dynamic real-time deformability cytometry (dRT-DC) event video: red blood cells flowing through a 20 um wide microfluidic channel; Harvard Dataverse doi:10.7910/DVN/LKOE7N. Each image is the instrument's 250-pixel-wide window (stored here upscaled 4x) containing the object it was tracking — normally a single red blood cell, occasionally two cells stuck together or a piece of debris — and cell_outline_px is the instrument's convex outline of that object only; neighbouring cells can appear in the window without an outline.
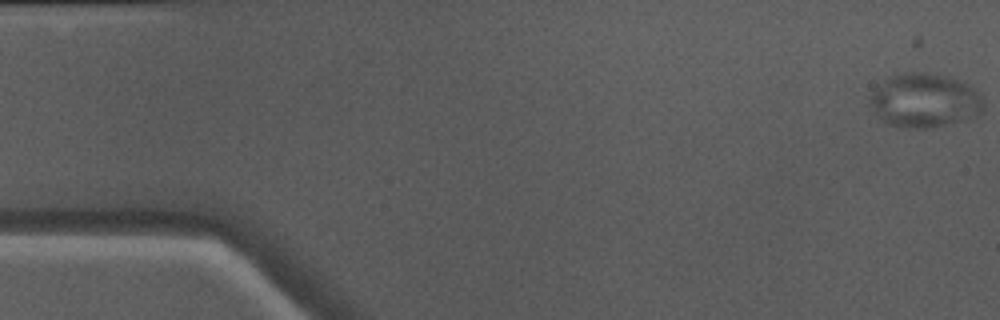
{"species": "Egyptian fruit bat (a non-hibernating species)", "species_latin": "Rousettus aegyptiacus", "temperature_condition": "warm", "stored_images_in_passage": 16, "camera_frame_rate_fps": 3000, "um_per_image_px": 0.085, "animal": {"sex": "male"}, "frame": {"image": 1, "passage_image": 1, "time_ms": 0.0, "image_size_px": [1000, 320], "cell_outline_px": [[984, 108], [976, 116], [968, 120], [928, 128], [900, 128], [888, 124], [868, 104], [868, 100], [872, 92], [888, 76], [908, 72], [928, 72], [948, 76], [968, 84], [976, 88], [980, 92], [984, 100]], "centroid_in_image_um": [78.63, 8.54], "position_along_channel_um": 6.4, "area_um2": 36.24}}